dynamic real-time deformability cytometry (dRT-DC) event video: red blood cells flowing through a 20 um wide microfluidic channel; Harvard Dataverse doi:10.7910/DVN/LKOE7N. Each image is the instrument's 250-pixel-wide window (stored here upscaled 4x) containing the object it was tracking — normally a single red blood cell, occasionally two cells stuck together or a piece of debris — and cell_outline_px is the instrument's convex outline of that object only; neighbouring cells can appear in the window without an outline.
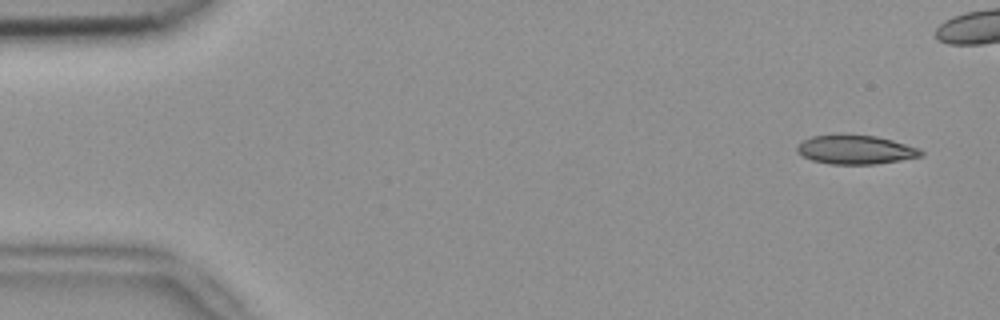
{"species": "common noctule bat (a hibernating species)", "species_latin": "Nyctalus noctula", "temperature_condition": "room temperature", "stored_images_in_passage": 46, "camera_frame_rate_fps": 3000, "um_per_image_px": 0.085, "animal": {"sex": "female", "body_mass_g": 18.4}, "frame": {"image": 1, "passage_image": 3, "time_ms": 0.667, "image_size_px": [1000, 320], "cell_outline_px": [[924, 152], [920, 156], [900, 160], [876, 164], [828, 164], [812, 160], [796, 152], [796, 148], [804, 140], [812, 136], [876, 136], [892, 140], [920, 148]], "centroid_in_image_um": [72.74, 12.75], "position_along_channel_um": 12.3, "area_um2": 20.4}}
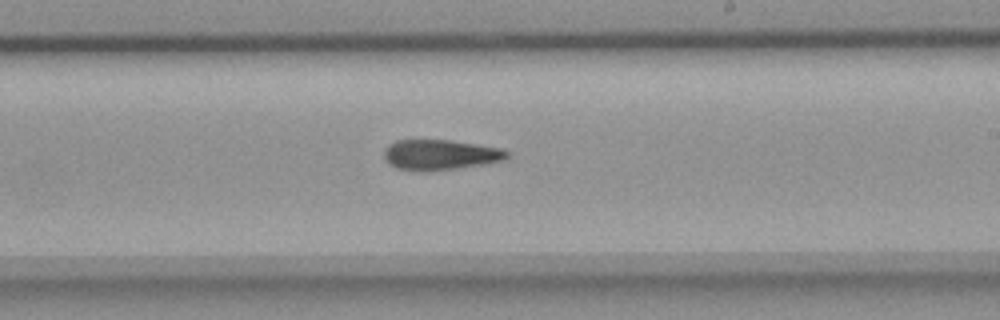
{"frame": {"image": 2, "passage_image": 31, "time_ms": 10.0, "image_size_px": [1000, 320], "cell_outline_px": [[508, 156], [504, 160], [484, 164], [460, 168], [428, 172], [420, 172], [396, 168], [388, 164], [384, 160], [384, 148], [388, 144], [396, 140], [448, 140], [476, 144], [500, 148], [508, 152]], "centroid_in_image_um": [37.35, 13.17], "position_along_channel_um": 251.6, "area_um2": 22.02}}
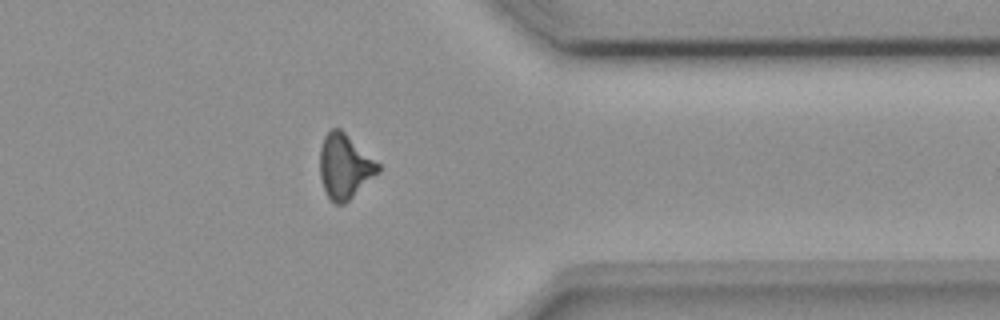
{"frame": {"image": 3, "passage_image": 42, "time_ms": 13.667, "image_size_px": [1000, 320], "cell_outline_px": [[380, 172], [344, 204], [332, 204], [324, 188], [320, 176], [320, 148], [324, 136], [332, 128], [340, 128], [380, 164]], "centroid_in_image_um": [29.3, 14.15], "position_along_channel_um": 382.1, "area_um2": 21.85}, "authors_computed_cell_mechanics": {"area_um2": 22.0218, "velocity_mm_per_s": 3.827, "shape_relaxation_time_tau1_ms": null, "shape_relaxation_time_tau2_ms": 7.116, "deformation_change_tau1": null, "deformation_change_tau2": 0.1871}}